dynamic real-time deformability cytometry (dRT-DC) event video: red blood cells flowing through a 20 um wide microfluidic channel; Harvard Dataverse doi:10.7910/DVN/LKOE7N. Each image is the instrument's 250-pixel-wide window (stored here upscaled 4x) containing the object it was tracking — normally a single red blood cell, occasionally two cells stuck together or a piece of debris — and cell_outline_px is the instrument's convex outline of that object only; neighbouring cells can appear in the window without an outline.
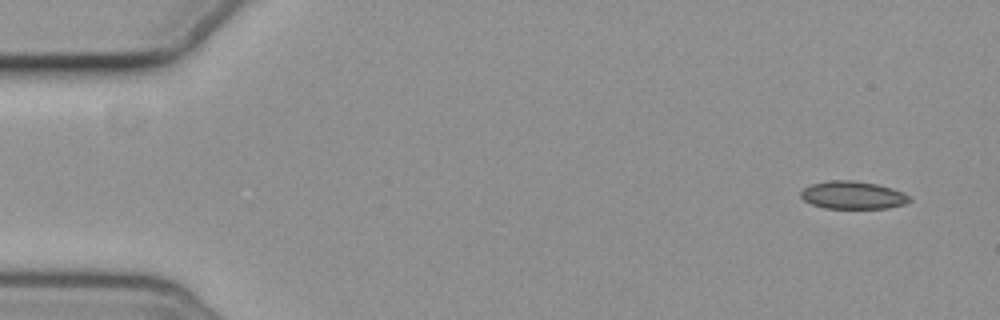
{"species": "common noctule bat (a hibernating species)", "species_latin": "Nyctalus noctula", "temperature_condition": "cold", "stored_images_in_passage": 5, "camera_frame_rate_fps": 3000, "um_per_image_px": 0.085, "animal": {"sex": "female", "body_mass_g": 19.3, "forearm_length_mm": 54.1}, "frame": {"image": 1, "passage_image": 1, "time_ms": 0.0, "image_size_px": [1000, 320], "cell_outline_px": [[912, 200], [904, 204], [888, 208], [824, 208], [812, 204], [804, 200], [800, 196], [800, 192], [804, 188], [812, 184], [828, 180], [852, 180], [876, 184], [892, 188], [908, 196]], "centroid_in_image_um": [72.46, 16.58], "position_along_channel_um": 12.5, "area_um2": 17.46}}